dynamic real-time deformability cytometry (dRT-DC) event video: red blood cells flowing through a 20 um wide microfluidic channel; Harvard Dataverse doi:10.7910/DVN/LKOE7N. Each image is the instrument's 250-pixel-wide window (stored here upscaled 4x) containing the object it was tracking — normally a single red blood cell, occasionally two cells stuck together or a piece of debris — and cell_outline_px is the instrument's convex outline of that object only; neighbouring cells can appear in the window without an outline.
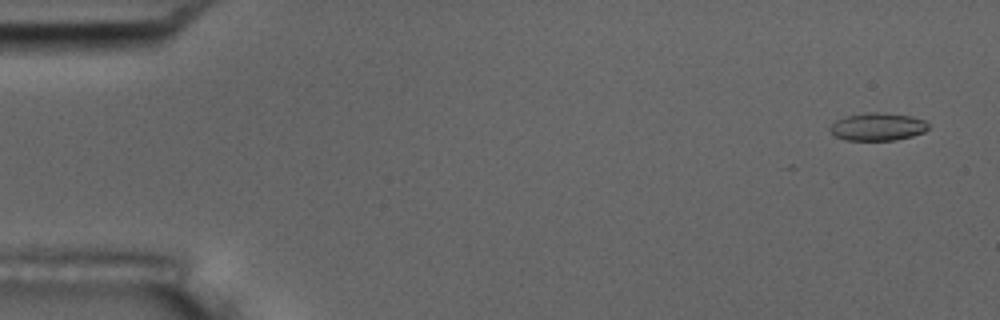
{"species": "common noctule bat (a hibernating species)", "species_latin": "Nyctalus noctula", "temperature_condition": "room temperature", "stored_images_in_passage": 2, "camera_frame_rate_fps": 3000, "um_per_image_px": 0.085, "animal": {"sex": "male", "body_mass_g": 17.5, "forearm_length_mm": 52.3}, "frame": {"image": 1, "passage_image": 2, "time_ms": 0.333, "image_size_px": [1000, 320], "cell_outline_px": [[928, 128], [924, 132], [912, 136], [896, 140], [844, 140], [836, 136], [828, 128], [836, 120], [848, 116], [868, 112], [876, 112], [912, 116], [924, 120], [928, 124]], "centroid_in_image_um": [74.61, 10.78], "position_along_channel_um": 10.4, "area_um2": 15.78}}